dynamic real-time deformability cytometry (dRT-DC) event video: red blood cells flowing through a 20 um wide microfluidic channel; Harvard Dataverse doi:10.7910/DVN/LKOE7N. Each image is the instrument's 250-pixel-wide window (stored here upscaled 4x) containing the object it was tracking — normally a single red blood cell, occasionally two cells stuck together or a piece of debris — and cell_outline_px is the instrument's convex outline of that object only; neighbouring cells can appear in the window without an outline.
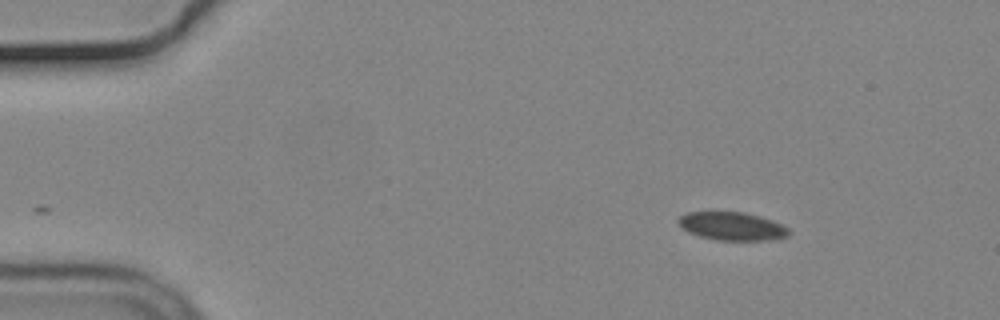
{"species": "common noctule bat (a hibernating species)", "species_latin": "Nyctalus noctula", "temperature_condition": "cold", "stored_images_in_passage": 50, "camera_frame_rate_fps": 3000, "um_per_image_px": 0.085, "animal": {"sex": "male", "body_mass_g": 19.2, "forearm_length_mm": 51.8}, "frame": {"image": 1, "passage_image": 1, "time_ms": 0.0, "image_size_px": [1000, 320], "cell_outline_px": [[788, 236], [764, 240], [716, 240], [700, 236], [688, 232], [676, 220], [680, 216], [688, 212], [744, 212], [760, 216], [772, 220], [788, 228]], "centroid_in_image_um": [62.2, 19.22], "position_along_channel_um": 22.8, "area_um2": 17.92}}
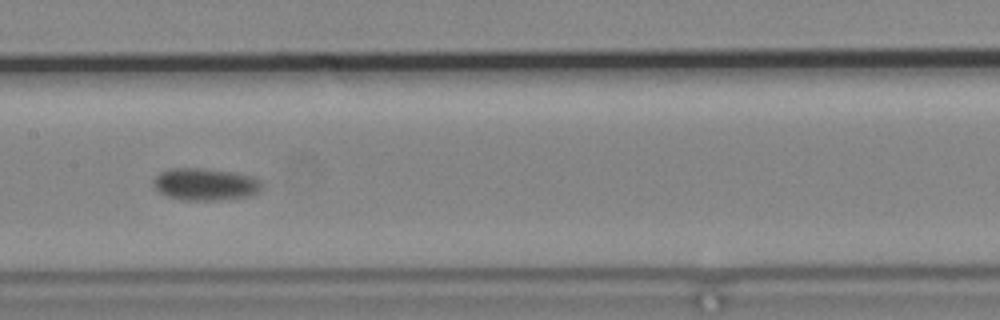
{"frame": {"image": 2, "passage_image": 22, "time_ms": 7.0, "image_size_px": [1000, 320], "cell_outline_px": [[264, 188], [252, 196], [220, 200], [180, 200], [168, 196], [160, 192], [152, 184], [152, 180], [160, 172], [172, 168], [204, 168], [232, 172], [252, 176], [260, 180], [264, 184]], "centroid_in_image_um": [17.49, 15.67], "position_along_channel_um": 189.9, "area_um2": 20.63}}
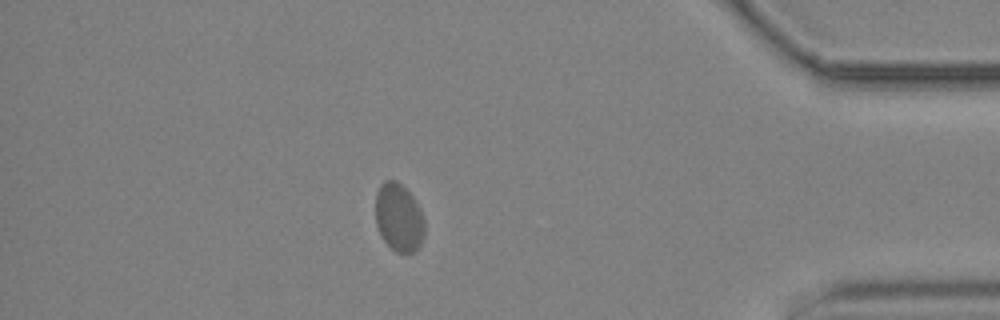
{"frame": {"image": 3, "passage_image": 43, "time_ms": 14.0, "image_size_px": [1000, 320], "cell_outline_px": [[424, 236], [420, 244], [412, 252], [396, 252], [384, 240], [376, 224], [376, 192], [380, 184], [384, 180], [396, 180], [412, 196], [420, 208], [424, 220]], "centroid_in_image_um": [33.89, 18.46], "position_along_channel_um": 401.3, "area_um2": 19.25}}